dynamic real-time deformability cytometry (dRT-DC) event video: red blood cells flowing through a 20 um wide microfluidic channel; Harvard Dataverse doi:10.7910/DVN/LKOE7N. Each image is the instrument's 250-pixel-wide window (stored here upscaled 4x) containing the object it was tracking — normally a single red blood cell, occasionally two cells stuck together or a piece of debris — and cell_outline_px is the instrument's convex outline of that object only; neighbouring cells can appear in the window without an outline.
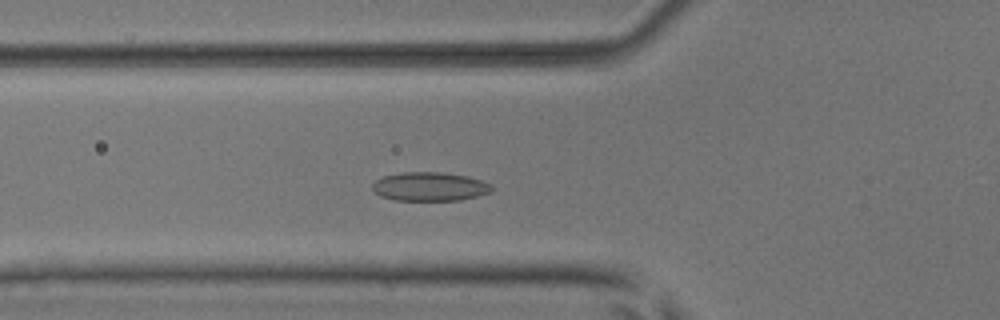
{"species": "common noctule bat (a hibernating species)", "species_latin": "Nyctalus noctula", "temperature_condition": "room temperature", "stored_images_in_passage": 42, "camera_frame_rate_fps": 3000, "um_per_image_px": 0.085, "animal": {"sex": "male", "body_mass_g": 17.9, "forearm_length_mm": 54.2}, "frame": {"image": 1, "passage_image": 15, "time_ms": 4.667, "image_size_px": [1000, 320], "cell_outline_px": [[492, 188], [488, 192], [476, 196], [460, 200], [392, 200], [380, 196], [372, 188], [372, 184], [376, 180], [384, 176], [404, 172], [440, 172], [468, 176], [492, 184]], "centroid_in_image_um": [36.5, 15.86], "position_along_channel_um": 89.3, "area_um2": 19.88}}
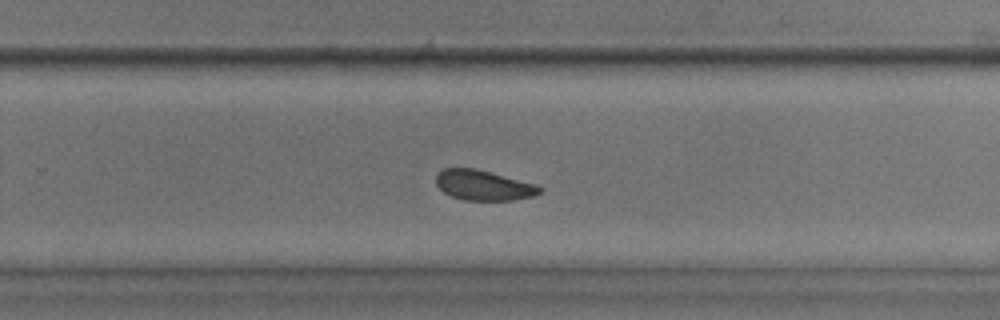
{"frame": {"image": 2, "passage_image": 30, "time_ms": 9.667, "image_size_px": [1000, 320], "cell_outline_px": [[544, 188], [540, 192], [532, 196], [512, 200], [464, 200], [452, 196], [444, 192], [436, 184], [436, 172], [444, 168], [476, 168], [536, 184]], "centroid_in_image_um": [41.08, 15.73], "position_along_channel_um": 288.7, "area_um2": 18.21}}
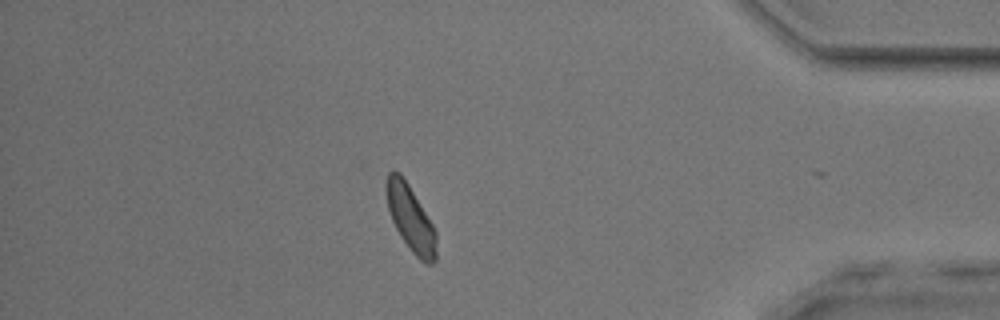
{"frame": {"image": 3, "passage_image": 41, "time_ms": 13.333, "image_size_px": [1000, 320], "cell_outline_px": [[436, 260], [432, 264], [428, 264], [420, 260], [412, 252], [400, 236], [392, 220], [388, 208], [384, 192], [384, 188], [388, 172], [392, 168], [400, 172], [408, 184], [432, 224], [436, 232]], "centroid_in_image_um": [34.86, 18.52], "position_along_channel_um": 400.3, "area_um2": 19.25}, "authors_computed_cell_mechanics": {"area_um2": 19.1318, "velocity_mm_per_s": 4.0008, "shape_relaxation_time_tau1_ms": null, "shape_relaxation_time_tau2_ms": 3.1635, "deformation_change_tau1": null, "deformation_change_tau2": 0.0604}}